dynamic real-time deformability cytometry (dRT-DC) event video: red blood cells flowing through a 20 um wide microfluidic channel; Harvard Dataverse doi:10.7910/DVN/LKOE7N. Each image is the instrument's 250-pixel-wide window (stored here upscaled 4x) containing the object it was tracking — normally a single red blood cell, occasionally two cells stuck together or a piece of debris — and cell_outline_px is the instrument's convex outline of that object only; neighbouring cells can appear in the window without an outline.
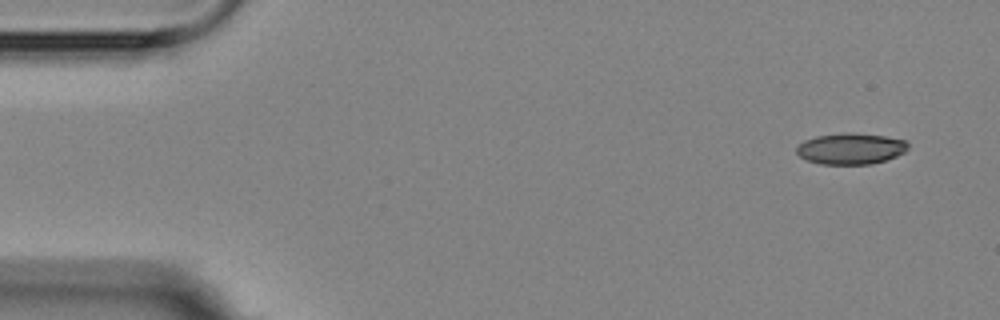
{"species": "Egyptian fruit bat (a non-hibernating species)", "species_latin": "Rousettus aegyptiacus", "temperature_condition": "room temperature", "stored_images_in_passage": 3, "segment_of_instrument_passage": [2, 2], "camera_frame_rate_fps": 3000, "um_per_image_px": 0.085, "animal": {"sex": "female"}, "frame": {"image": 1, "passage_image": 3, "time_ms": 2.667, "image_size_px": [1000, 320], "cell_outline_px": [[908, 148], [904, 152], [896, 156], [872, 164], [820, 164], [808, 160], [800, 156], [796, 152], [796, 148], [804, 140], [816, 136], [844, 132], [852, 132], [884, 136], [904, 140], [908, 144]], "centroid_in_image_um": [72.3, 12.63], "position_along_channel_um": 12.7, "area_um2": 20.17}}